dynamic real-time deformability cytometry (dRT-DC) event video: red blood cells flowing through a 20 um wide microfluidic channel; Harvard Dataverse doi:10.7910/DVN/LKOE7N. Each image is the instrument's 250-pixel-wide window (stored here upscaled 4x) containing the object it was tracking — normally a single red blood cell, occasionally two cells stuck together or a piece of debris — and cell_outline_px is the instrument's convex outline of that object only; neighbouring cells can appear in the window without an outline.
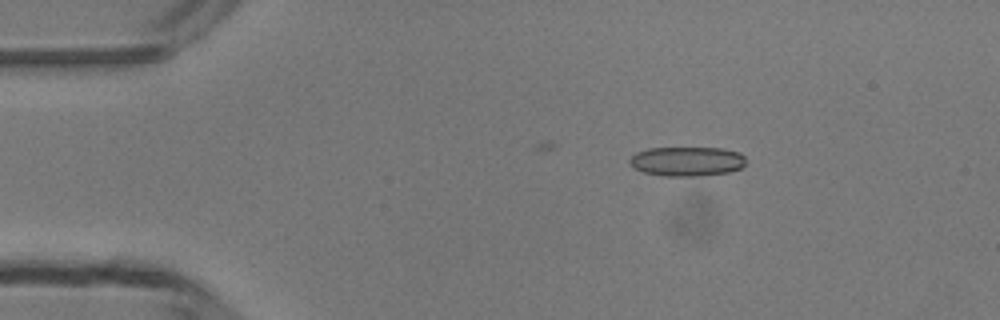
{"species": "common noctule bat (a hibernating species)", "species_latin": "Nyctalus noctula", "temperature_condition": "room temperature", "stored_images_in_passage": 7, "camera_frame_rate_fps": 3000, "um_per_image_px": 0.085, "animal": {"sex": "male", "body_mass_g": 13.3}, "frame": {"image": 1, "passage_image": 1, "time_ms": 0.0, "image_size_px": [1000, 320], "cell_outline_px": [[744, 164], [740, 168], [728, 172], [700, 176], [664, 176], [644, 172], [632, 168], [628, 164], [628, 160], [636, 152], [648, 148], [724, 148], [740, 152], [744, 156]], "centroid_in_image_um": [58.35, 13.71], "position_along_channel_um": 26.7, "area_um2": 20.11}}